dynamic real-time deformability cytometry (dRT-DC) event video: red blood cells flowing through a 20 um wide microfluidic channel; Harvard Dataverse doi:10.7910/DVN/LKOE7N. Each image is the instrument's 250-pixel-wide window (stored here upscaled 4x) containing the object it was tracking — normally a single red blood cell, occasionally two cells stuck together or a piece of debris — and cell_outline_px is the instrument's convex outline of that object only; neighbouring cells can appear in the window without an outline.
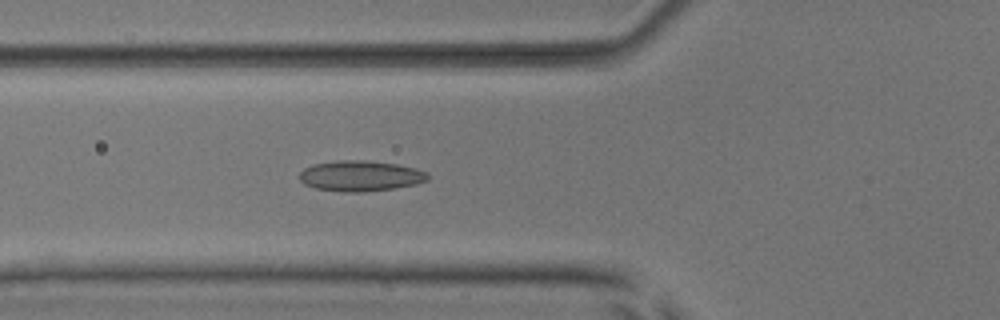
{"species": "common noctule bat (a hibernating species)", "species_latin": "Nyctalus noctula", "temperature_condition": "room temperature", "stored_images_in_passage": 53, "camera_frame_rate_fps": 3000, "um_per_image_px": 0.085, "animal": {"sex": "male", "body_mass_g": 17.9, "forearm_length_mm": 54.2}, "frame": {"image": 1, "passage_image": 20, "time_ms": 6.333, "image_size_px": [1000, 320], "cell_outline_px": [[428, 180], [416, 184], [396, 188], [364, 192], [344, 192], [316, 188], [304, 184], [300, 180], [300, 172], [304, 168], [312, 164], [336, 160], [364, 160], [396, 164], [416, 168], [428, 172]], "centroid_in_image_um": [30.64, 14.95], "position_along_channel_um": 95.2, "area_um2": 23.0}}
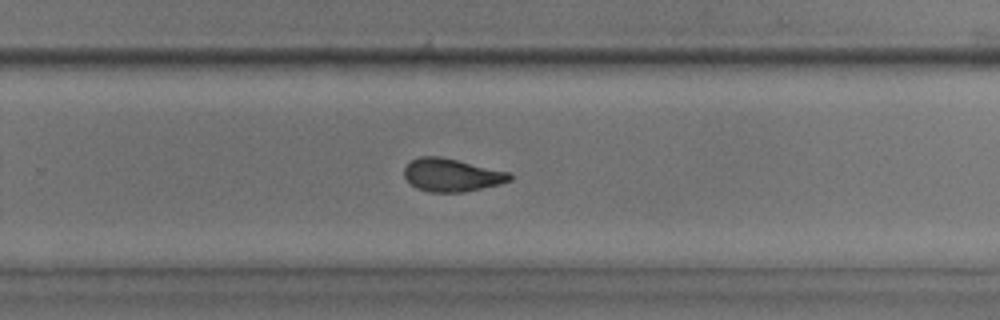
{"frame": {"image": 2, "passage_image": 35, "time_ms": 11.333, "image_size_px": [1000, 320], "cell_outline_px": [[512, 180], [500, 184], [464, 192], [428, 192], [416, 188], [404, 176], [404, 168], [412, 160], [420, 156], [440, 156], [512, 172]], "centroid_in_image_um": [38.43, 14.87], "position_along_channel_um": 291.4, "area_um2": 20.4}}
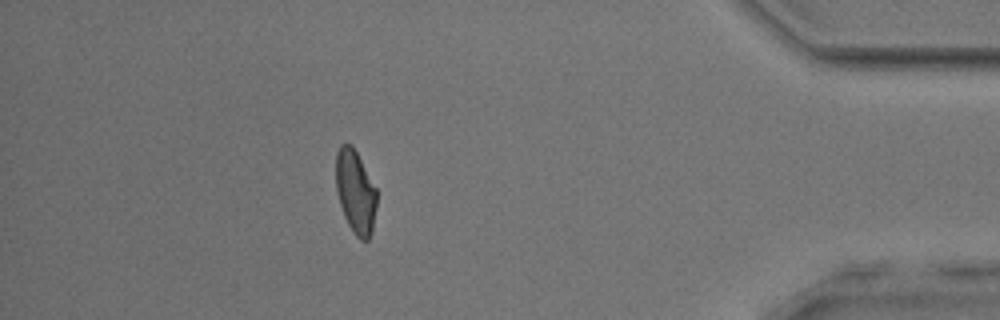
{"frame": {"image": 3, "passage_image": 47, "time_ms": 15.333, "image_size_px": [1000, 320], "cell_outline_px": [[376, 208], [372, 232], [368, 240], [360, 240], [352, 232], [344, 216], [336, 192], [336, 152], [340, 144], [352, 144], [376, 188]], "centroid_in_image_um": [30.2, 16.31], "position_along_channel_um": 405.0, "area_um2": 19.88}, "authors_computed_cell_mechanics": {"area_um2": 21.0392, "velocity_mm_per_s": 3.9315, "shape_relaxation_time_tau1_ms": 9.4284, "shape_relaxation_time_tau2_ms": 1.6392, "deformation_change_tau1": 0.1734, "deformation_change_tau2": 0.0771}}